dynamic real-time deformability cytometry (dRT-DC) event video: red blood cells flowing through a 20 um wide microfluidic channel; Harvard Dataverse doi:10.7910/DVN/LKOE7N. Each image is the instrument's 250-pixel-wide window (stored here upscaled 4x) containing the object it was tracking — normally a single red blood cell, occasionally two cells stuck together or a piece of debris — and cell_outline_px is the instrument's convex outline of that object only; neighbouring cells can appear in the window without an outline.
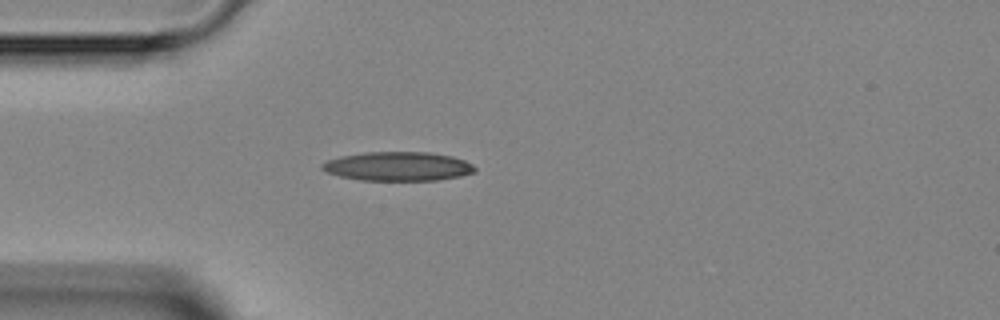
{"species": "Egyptian fruit bat (a non-hibernating species)", "species_latin": "Rousettus aegyptiacus", "temperature_condition": "room temperature", "stored_images_in_passage": 1, "camera_frame_rate_fps": 3000, "um_per_image_px": 0.085, "animal": {"sex": "female"}, "frame": {"image": 1, "passage_image": 1, "time_ms": 0.0, "image_size_px": [1000, 320], "cell_outline_px": [[476, 172], [460, 176], [436, 180], [360, 180], [340, 176], [328, 172], [320, 168], [320, 164], [328, 160], [340, 156], [364, 152], [432, 152], [452, 156], [464, 160], [472, 164], [476, 168]], "centroid_in_image_um": [33.83, 14.13], "position_along_channel_um": 51.2, "area_um2": 25.89}}